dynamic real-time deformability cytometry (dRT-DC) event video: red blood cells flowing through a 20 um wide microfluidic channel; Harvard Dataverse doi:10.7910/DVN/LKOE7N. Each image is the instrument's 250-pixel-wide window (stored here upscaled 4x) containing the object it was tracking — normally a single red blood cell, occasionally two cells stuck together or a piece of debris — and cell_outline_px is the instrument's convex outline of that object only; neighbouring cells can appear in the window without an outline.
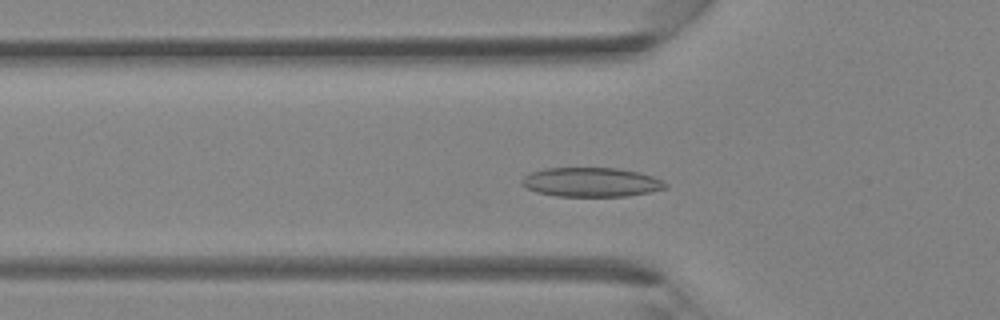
{"species": "Egyptian fruit bat (a non-hibernating species)", "species_latin": "Rousettus aegyptiacus", "temperature_condition": "room temperature", "stored_images_in_passage": 37, "camera_frame_rate_fps": 3000, "um_per_image_px": 0.085, "animal": {"sex": "female"}, "frame": {"image": 1, "passage_image": 11, "time_ms": 3.333, "image_size_px": [1000, 320], "cell_outline_px": [[668, 188], [652, 192], [624, 196], [556, 196], [536, 192], [524, 188], [520, 184], [520, 180], [524, 176], [532, 172], [544, 168], [616, 168], [640, 172], [652, 176], [668, 184]], "centroid_in_image_um": [50.23, 15.49], "position_along_channel_um": 75.6, "area_um2": 24.68}}
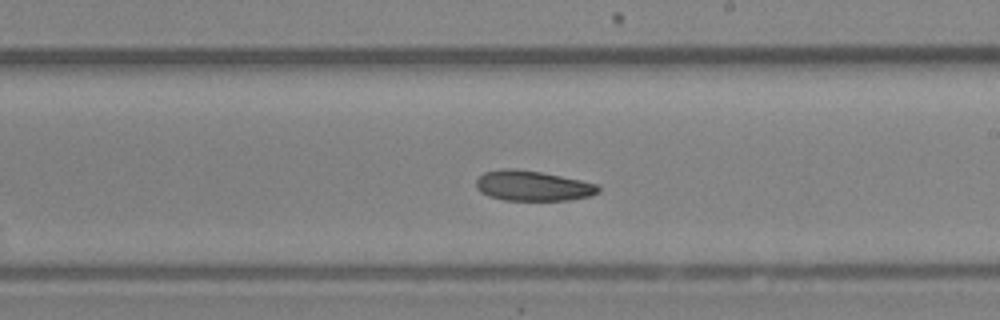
{"frame": {"image": 2, "passage_image": 21, "time_ms": 6.667, "image_size_px": [1000, 320], "cell_outline_px": [[600, 192], [592, 196], [568, 200], [504, 200], [488, 196], [480, 192], [476, 188], [476, 180], [484, 172], [504, 168], [512, 168], [540, 172], [580, 180], [596, 184], [600, 188]], "centroid_in_image_um": [45.27, 15.8], "position_along_channel_um": 243.7, "area_um2": 21.5}}
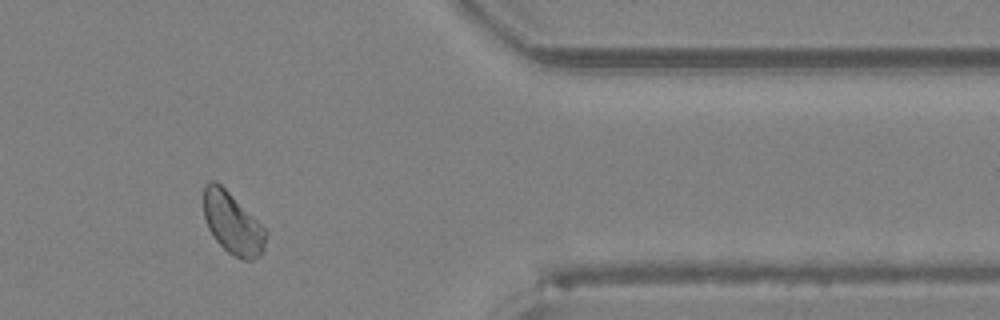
{"frame": {"image": 3, "passage_image": 31, "time_ms": 10.0, "image_size_px": [1000, 320], "cell_outline_px": [[268, 232], [264, 248], [260, 256], [252, 260], [244, 260], [228, 252], [216, 240], [208, 228], [204, 216], [204, 184], [212, 180], [216, 180]], "centroid_in_image_um": [19.76, 19.0], "position_along_channel_um": 391.6, "area_um2": 21.91}}